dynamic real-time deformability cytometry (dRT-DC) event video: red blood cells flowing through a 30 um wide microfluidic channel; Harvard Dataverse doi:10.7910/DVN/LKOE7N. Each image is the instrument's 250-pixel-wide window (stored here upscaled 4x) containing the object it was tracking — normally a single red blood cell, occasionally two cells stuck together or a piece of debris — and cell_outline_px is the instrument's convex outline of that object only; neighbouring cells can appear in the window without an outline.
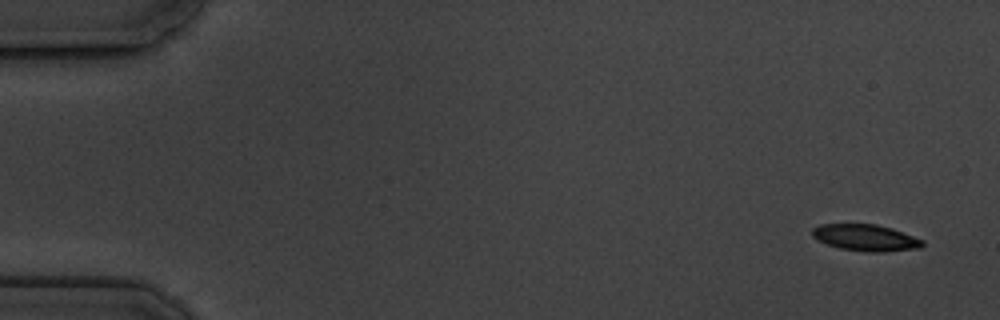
{"species": "common noctule bat (a hibernating species)", "species_latin": "Nyctalus noctula", "temperature_condition": "cold", "stored_images_in_passage": 5, "camera_frame_rate_fps": 3000, "um_per_image_px": 0.085, "animal": {"sex": "male", "body_mass_g": 19.5, "forearm_length_mm": 54.6}, "frame": {"image": 1, "passage_image": 1, "time_ms": 0.0, "image_size_px": [1000, 320], "cell_outline_px": [[924, 244], [920, 248], [884, 252], [868, 252], [840, 248], [816, 240], [812, 236], [812, 228], [820, 224], [876, 224], [892, 228], [924, 240]], "centroid_in_image_um": [73.58, 20.2], "position_along_channel_um": 11.4, "area_um2": 17.11}}
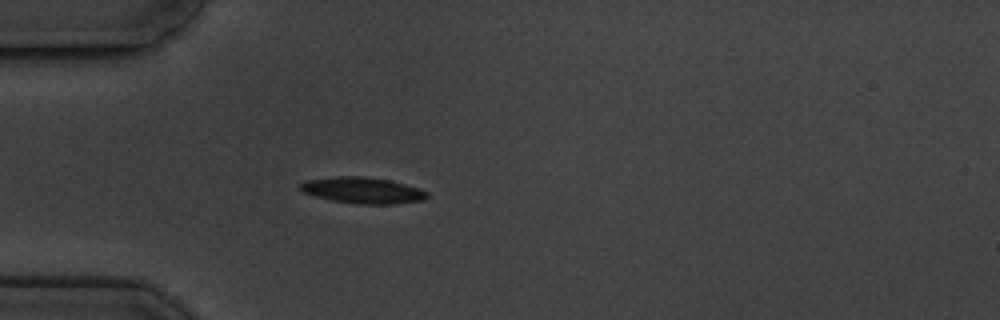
{"frame": {"image": 2, "passage_image": 5, "time_ms": 4.667, "image_size_px": [1000, 320], "cell_outline_px": [[428, 196], [424, 200], [396, 204], [356, 204], [332, 200], [316, 196], [304, 192], [300, 188], [300, 184], [304, 180], [336, 176], [364, 176], [392, 180], [428, 192]], "centroid_in_image_um": [30.83, 16.17], "position_along_channel_um": 54.2, "area_um2": 19.36}}